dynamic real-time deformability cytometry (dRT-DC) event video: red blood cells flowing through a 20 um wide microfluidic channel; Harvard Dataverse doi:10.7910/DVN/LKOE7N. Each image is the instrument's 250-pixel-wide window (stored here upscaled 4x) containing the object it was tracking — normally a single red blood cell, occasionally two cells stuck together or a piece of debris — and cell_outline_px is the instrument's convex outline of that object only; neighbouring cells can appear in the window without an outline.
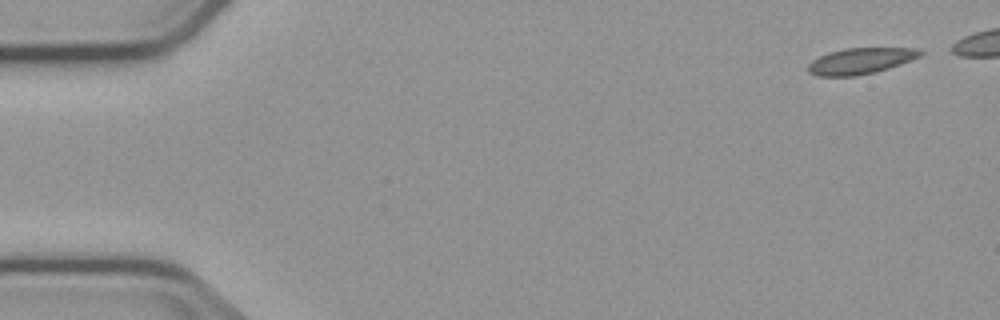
{"species": "common noctule bat (a hibernating species)", "species_latin": "Nyctalus noctula", "temperature_condition": "cold", "stored_images_in_passage": 4, "camera_frame_rate_fps": 3000, "um_per_image_px": 0.085, "animal": {"sex": "male", "body_mass_g": 23.1, "forearm_length_mm": 52.7}, "frame": {"image": 1, "passage_image": 1, "time_ms": 0.0, "image_size_px": [1000, 320], "cell_outline_px": [[924, 52], [920, 56], [900, 64], [876, 72], [852, 76], [820, 76], [808, 72], [808, 64], [812, 60], [828, 52], [844, 48], [916, 48]], "centroid_in_image_um": [73.13, 5.17], "position_along_channel_um": 11.9, "area_um2": 16.94}}